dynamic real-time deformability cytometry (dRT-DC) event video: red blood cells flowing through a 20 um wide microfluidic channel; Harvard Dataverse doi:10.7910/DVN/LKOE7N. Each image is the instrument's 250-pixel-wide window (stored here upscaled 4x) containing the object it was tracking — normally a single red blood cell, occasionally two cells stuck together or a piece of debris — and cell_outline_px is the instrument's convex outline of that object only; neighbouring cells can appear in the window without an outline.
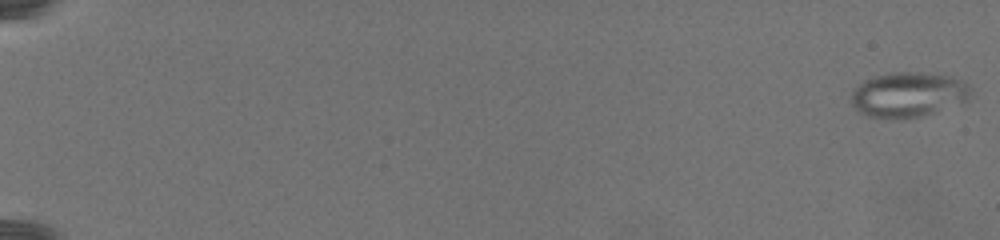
{"species": "common noctule bat (a hibernating species)", "species_latin": "Nyctalus noctula", "temperature_condition": "warm", "stored_images_in_passage": 33, "camera_frame_rate_fps": 3000, "um_per_image_px": 0.085, "animal": {"sex": "female", "body_mass_g": 19.5, "forearm_length_mm": 54.1}, "frame": {"image": 1, "passage_image": 1, "time_ms": 0.0, "image_size_px": [1000, 240], "cell_outline_px": [[972, 96], [964, 104], [936, 112], [904, 120], [864, 116], [852, 104], [852, 92], [864, 80], [876, 76], [892, 72], [920, 72], [952, 76], [964, 80], [972, 88]], "centroid_in_image_um": [77.29, 8.06], "position_along_channel_um": 7.7, "area_um2": 32.02}}
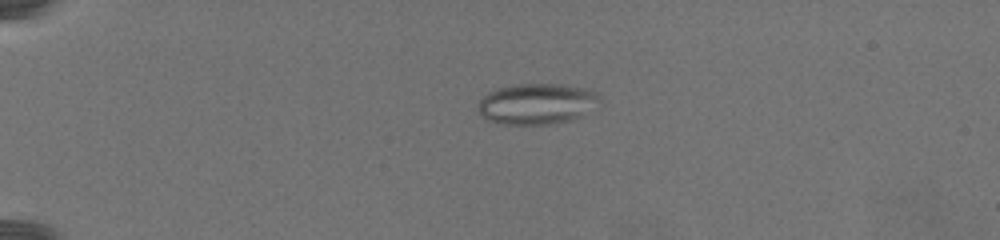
{"frame": {"image": 2, "passage_image": 26, "time_ms": 6.667, "image_size_px": [1000, 240], "cell_outline_px": [[600, 100], [572, 120], [552, 124], [500, 124], [488, 120], [480, 112], [476, 104], [488, 92], [500, 88], [516, 84], [560, 84], [584, 88], [596, 92], [600, 96]], "centroid_in_image_um": [45.58, 8.82], "position_along_channel_um": 39.4, "area_um2": 28.5}}